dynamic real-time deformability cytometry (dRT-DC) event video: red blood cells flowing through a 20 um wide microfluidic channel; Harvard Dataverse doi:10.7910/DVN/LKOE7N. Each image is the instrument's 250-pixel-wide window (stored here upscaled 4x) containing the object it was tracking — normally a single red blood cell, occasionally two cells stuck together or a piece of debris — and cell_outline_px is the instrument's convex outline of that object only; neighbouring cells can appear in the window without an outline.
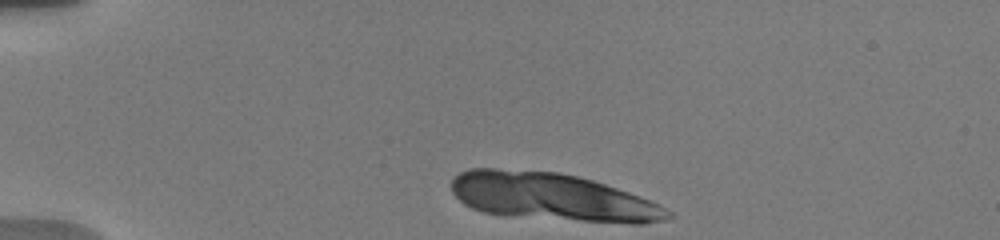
{"species": "human", "species_latin": "Homo sapiens", "temperature_condition": "warm", "stored_images_in_passage": 31, "camera_frame_rate_fps": 3000, "um_per_image_px": 0.085, "donor": {"sex": "male"}, "frame": {"image": 1, "passage_image": 1, "time_ms": 0.0, "image_size_px": [1000, 240], "cell_outline_px": [[676, 216], [664, 220], [644, 224], [632, 224], [580, 220], [484, 212], [472, 208], [464, 204], [452, 192], [452, 176], [468, 168], [496, 168], [560, 172], [592, 180], [640, 196], [672, 212]], "centroid_in_image_um": [46.93, 16.71], "position_along_channel_um": 38.1, "area_um2": 59.19}}